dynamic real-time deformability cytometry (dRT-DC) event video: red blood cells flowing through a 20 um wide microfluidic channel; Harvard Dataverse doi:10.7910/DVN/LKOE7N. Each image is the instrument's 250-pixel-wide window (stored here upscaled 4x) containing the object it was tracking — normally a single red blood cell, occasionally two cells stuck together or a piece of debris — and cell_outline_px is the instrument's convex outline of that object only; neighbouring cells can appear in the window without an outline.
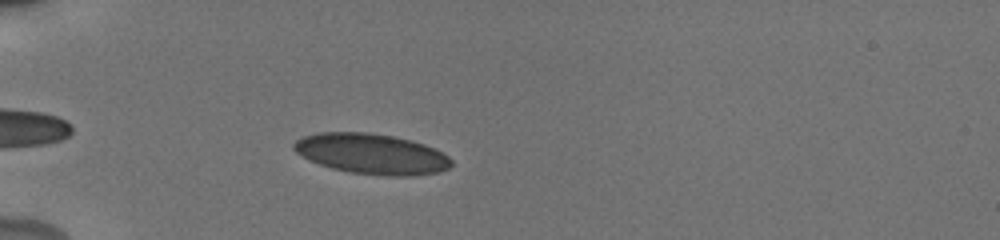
{"species": "human", "species_latin": "Homo sapiens", "temperature_condition": "cold", "stored_images_in_passage": 42, "camera_frame_rate_fps": 3000, "um_per_image_px": 0.085, "donor": {"sex": "male"}, "frame": {"image": 1, "passage_image": 5, "time_ms": 1.333, "image_size_px": [1000, 240], "cell_outline_px": [[452, 164], [448, 168], [440, 172], [412, 176], [388, 176], [348, 172], [332, 168], [320, 164], [296, 152], [292, 148], [292, 144], [296, 140], [304, 136], [320, 132], [368, 132], [392, 136], [412, 140], [436, 148], [448, 156], [452, 160]], "centroid_in_image_um": [31.62, 13.08], "position_along_channel_um": 53.4, "area_um2": 37.17}}
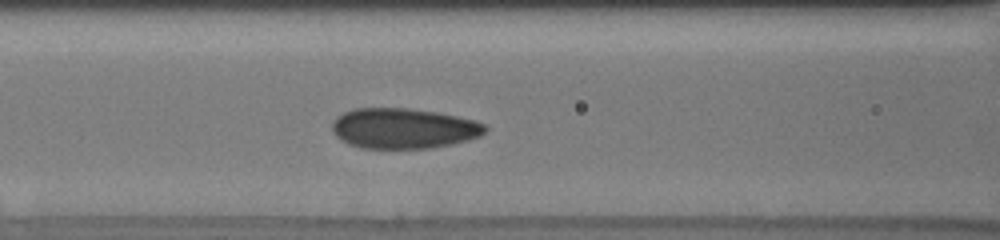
{"frame": {"image": 2, "passage_image": 13, "time_ms": 4.0, "image_size_px": [1000, 240], "cell_outline_px": [[488, 128], [480, 136], [468, 140], [452, 144], [428, 148], [360, 148], [348, 144], [340, 140], [332, 132], [332, 120], [336, 116], [352, 108], [408, 108], [436, 112], [456, 116], [472, 120], [484, 124]], "centroid_in_image_um": [34.24, 10.91], "position_along_channel_um": 132.4, "area_um2": 36.13}}
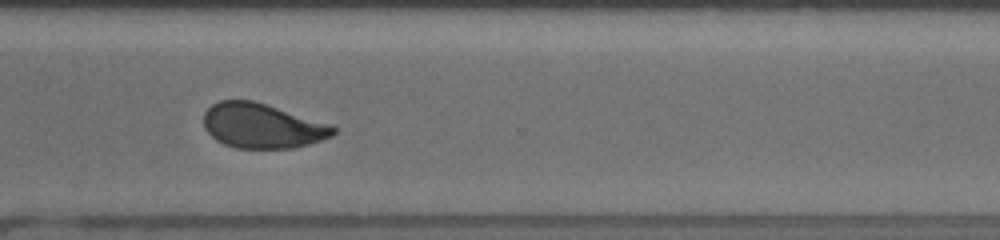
{"frame": {"image": 3, "passage_image": 30, "time_ms": 9.667, "image_size_px": [1000, 240], "cell_outline_px": [[336, 132], [332, 136], [308, 144], [292, 148], [236, 148], [224, 144], [216, 140], [204, 128], [204, 112], [212, 104], [220, 100], [252, 100], [332, 124], [336, 128]], "centroid_in_image_um": [22.28, 10.69], "position_along_channel_um": 348.3, "area_um2": 33.76}, "authors_computed_cell_mechanics": {"area_um2": 35.2291, "velocity_mm_per_s": 3.8193, "shape_relaxation_time_tau1_ms": 6.9363, "shape_relaxation_time_tau2_ms": 0.9129, "deformation_change_tau1": 0.1323, "deformation_change_tau2": 0.0409}}